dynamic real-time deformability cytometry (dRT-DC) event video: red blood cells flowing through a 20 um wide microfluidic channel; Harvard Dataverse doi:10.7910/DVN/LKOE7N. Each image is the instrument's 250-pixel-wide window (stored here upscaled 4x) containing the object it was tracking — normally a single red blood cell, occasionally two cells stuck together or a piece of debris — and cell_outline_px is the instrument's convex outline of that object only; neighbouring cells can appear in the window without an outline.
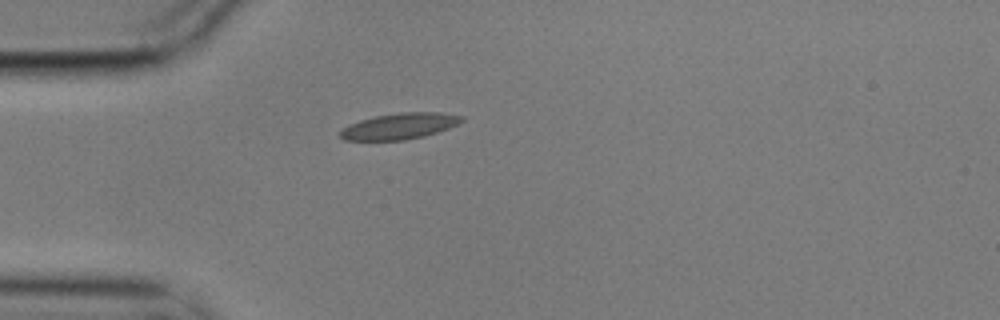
{"species": "common noctule bat (a hibernating species)", "species_latin": "Nyctalus noctula", "temperature_condition": "cold", "stored_images_in_passage": 3, "camera_frame_rate_fps": 3000, "um_per_image_px": 0.085, "animal": {"sex": "male", "body_mass_g": 17.9}, "frame": {"image": 1, "passage_image": 1, "time_ms": 0.0, "image_size_px": [1000, 320], "cell_outline_px": [[464, 120], [448, 128], [424, 136], [404, 140], [344, 140], [340, 136], [340, 132], [348, 124], [360, 120], [376, 116], [400, 112], [440, 112], [464, 116]], "centroid_in_image_um": [33.96, 10.71], "position_along_channel_um": 51.0, "area_um2": 18.32}}